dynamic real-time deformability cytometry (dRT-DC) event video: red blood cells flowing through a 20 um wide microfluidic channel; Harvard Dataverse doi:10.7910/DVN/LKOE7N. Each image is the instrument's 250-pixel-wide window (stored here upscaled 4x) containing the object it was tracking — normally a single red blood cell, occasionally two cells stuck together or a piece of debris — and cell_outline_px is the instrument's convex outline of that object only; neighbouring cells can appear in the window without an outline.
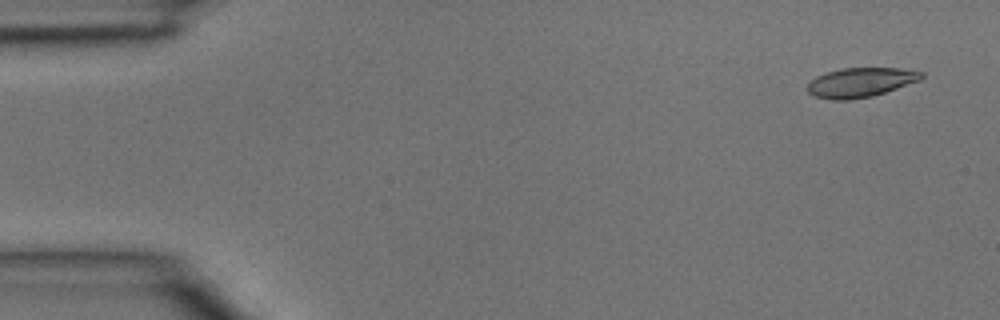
{"species": "common noctule bat (a hibernating species)", "species_latin": "Nyctalus noctula", "temperature_condition": "room temperature", "stored_images_in_passage": 5, "camera_frame_rate_fps": 3000, "um_per_image_px": 0.085, "animal": {"sex": "male", "body_mass_g": 15.6}, "frame": {"image": 1, "passage_image": 1, "time_ms": 0.0, "image_size_px": [1000, 320], "cell_outline_px": [[924, 76], [920, 80], [872, 96], [848, 100], [832, 100], [816, 96], [808, 92], [808, 84], [816, 76], [840, 68], [900, 68], [924, 72]], "centroid_in_image_um": [73.16, 7.0], "position_along_channel_um": 11.8, "area_um2": 19.36}}
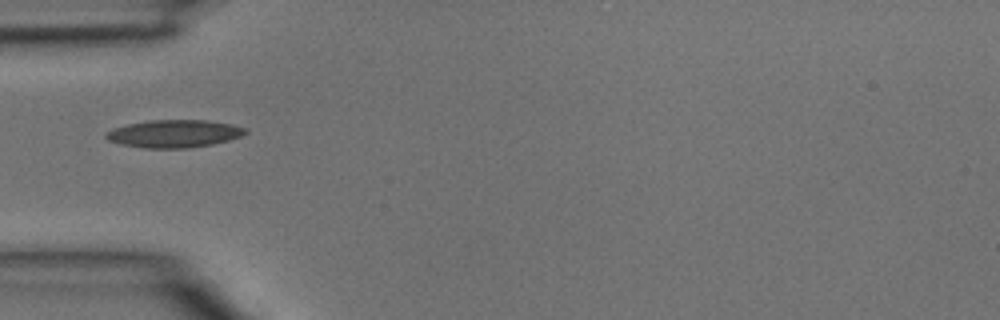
{"frame": {"image": 2, "passage_image": 4, "time_ms": 1.0, "image_size_px": [1000, 320], "cell_outline_px": [[248, 132], [240, 136], [228, 140], [212, 144], [188, 148], [144, 148], [120, 144], [108, 140], [104, 136], [108, 132], [116, 128], [128, 124], [148, 120], [208, 120], [232, 124], [248, 128]], "centroid_in_image_um": [14.84, 11.36], "position_along_channel_um": 70.2, "area_um2": 22.43}}
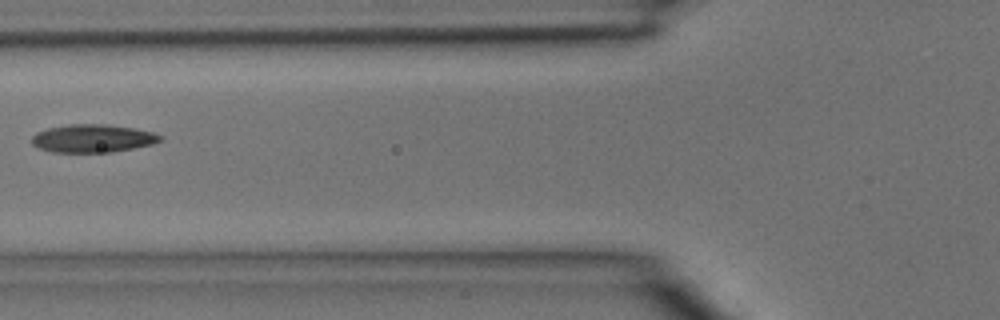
{"frame": {"image": 3, "passage_image": 5, "time_ms": 1.333, "image_size_px": [1000, 320], "cell_outline_px": [[164, 140], [152, 144], [112, 152], [52, 152], [40, 148], [32, 144], [32, 136], [36, 132], [48, 128], [68, 124], [108, 124], [132, 128], [152, 132], [164, 136]], "centroid_in_image_um": [7.89, 11.76], "position_along_channel_um": 117.9, "area_um2": 20.98}}